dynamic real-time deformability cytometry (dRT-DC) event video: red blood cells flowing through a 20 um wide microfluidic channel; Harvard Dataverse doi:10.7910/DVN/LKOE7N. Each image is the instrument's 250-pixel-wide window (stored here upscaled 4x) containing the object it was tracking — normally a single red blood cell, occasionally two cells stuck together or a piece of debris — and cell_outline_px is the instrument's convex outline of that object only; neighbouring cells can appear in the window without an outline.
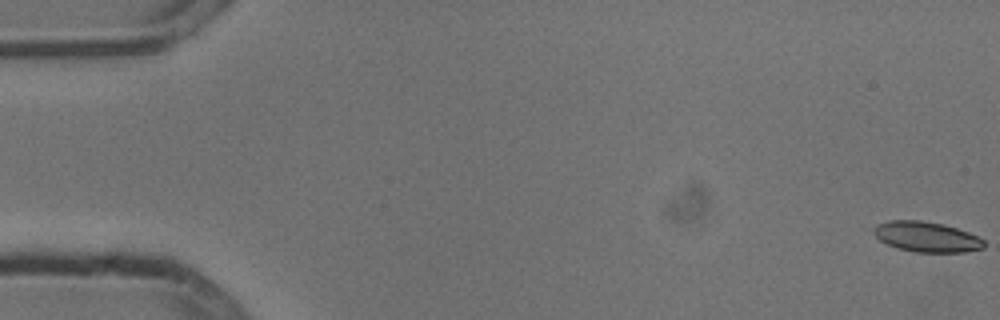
{"species": "common noctule bat (a hibernating species)", "species_latin": "Nyctalus noctula", "temperature_condition": "cold", "stored_images_in_passage": 25, "camera_frame_rate_fps": 3000, "um_per_image_px": 0.085, "animal": {"sex": "male", "body_mass_g": 13.3}, "frame": {"image": 1, "passage_image": 1, "time_ms": 0.0, "image_size_px": [1000, 320], "cell_outline_px": [[984, 248], [964, 252], [916, 252], [900, 248], [888, 244], [880, 240], [876, 236], [872, 228], [876, 224], [888, 220], [920, 220], [944, 224], [968, 232], [984, 240]], "centroid_in_image_um": [78.75, 20.12], "position_along_channel_um": 6.3, "area_um2": 19.36}}
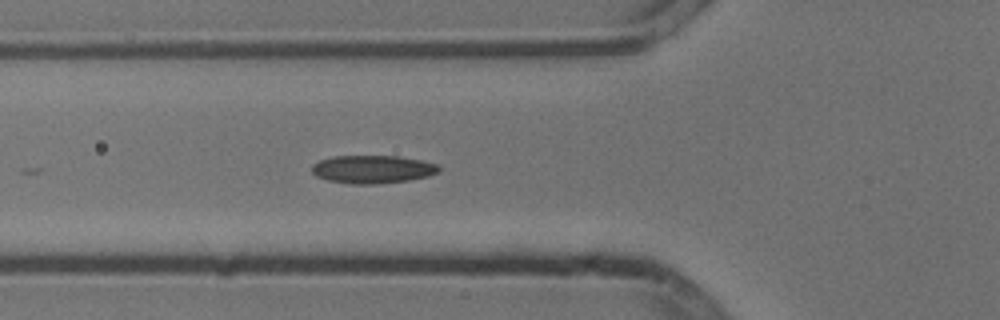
{"frame": {"image": 2, "passage_image": 20, "time_ms": 6.333, "image_size_px": [1000, 320], "cell_outline_px": [[440, 172], [428, 176], [408, 180], [376, 184], [352, 184], [328, 180], [316, 176], [312, 172], [312, 164], [320, 160], [336, 156], [400, 156], [420, 160], [436, 164], [440, 168]], "centroid_in_image_um": [31.67, 14.39], "position_along_channel_um": 94.1, "area_um2": 20.69}}
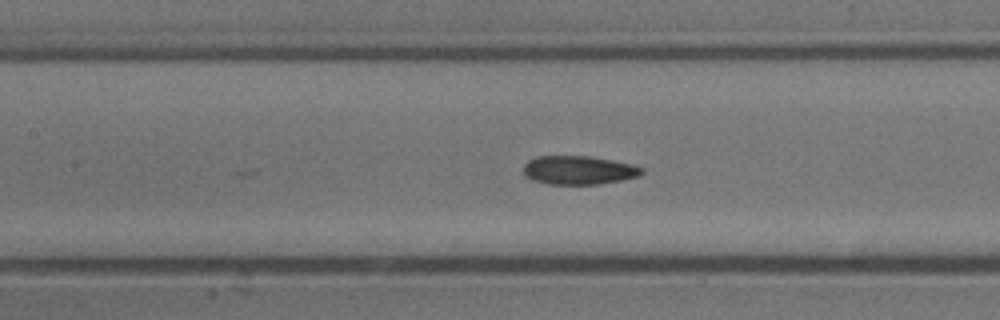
{"frame": {"image": 3, "passage_image": 25, "time_ms": 8.0, "image_size_px": [1000, 320], "cell_outline_px": [[644, 172], [640, 176], [600, 184], [548, 184], [532, 180], [524, 176], [524, 164], [528, 160], [536, 156], [592, 156], [632, 164], [644, 168]], "centroid_in_image_um": [49.19, 14.46], "position_along_channel_um": 158.2, "area_um2": 19.94}}